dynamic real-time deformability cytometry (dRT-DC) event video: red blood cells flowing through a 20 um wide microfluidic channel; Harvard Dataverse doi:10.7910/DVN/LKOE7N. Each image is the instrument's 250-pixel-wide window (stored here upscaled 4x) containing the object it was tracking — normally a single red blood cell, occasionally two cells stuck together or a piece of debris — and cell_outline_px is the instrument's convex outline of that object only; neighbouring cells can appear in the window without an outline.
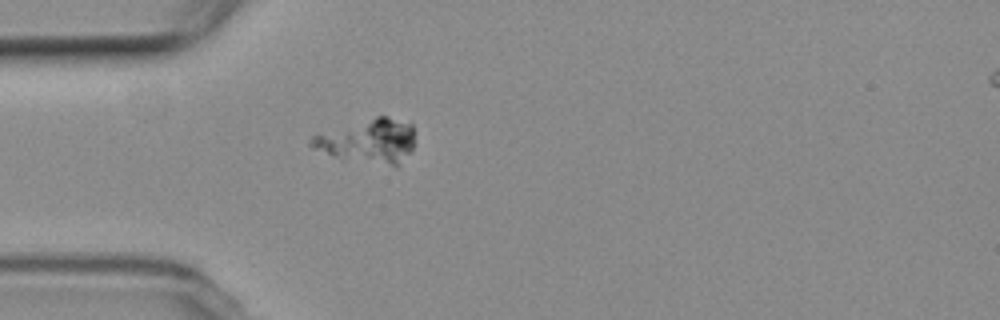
{"species": "common noctule bat (a hibernating species)", "species_latin": "Nyctalus noctula", "temperature_condition": "room temperature", "stored_images_in_passage": 1, "camera_frame_rate_fps": 3000, "um_per_image_px": 0.085, "animal": {"sex": "female", "body_mass_g": 19.3, "forearm_length_mm": 54.1}, "frame": {"image": 1, "passage_image": 1, "time_ms": 0.0, "image_size_px": [1000, 320], "cell_outline_px": [[412, 148], [396, 168], [340, 160], [312, 148], [308, 144], [308, 140], [312, 136], [376, 116], [388, 116], [412, 124]], "centroid_in_image_um": [31.25, 12.05], "position_along_channel_um": 53.7, "area_um2": 26.88}}